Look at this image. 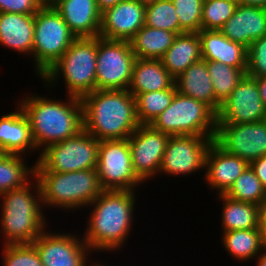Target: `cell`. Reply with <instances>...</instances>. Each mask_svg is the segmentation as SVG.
Wrapping results in <instances>:
<instances>
[{
    "mask_svg": "<svg viewBox=\"0 0 266 266\" xmlns=\"http://www.w3.org/2000/svg\"><path fill=\"white\" fill-rule=\"evenodd\" d=\"M131 190H104L90 205L83 240L93 252L120 250L132 231L136 199Z\"/></svg>",
    "mask_w": 266,
    "mask_h": 266,
    "instance_id": "1",
    "label": "cell"
},
{
    "mask_svg": "<svg viewBox=\"0 0 266 266\" xmlns=\"http://www.w3.org/2000/svg\"><path fill=\"white\" fill-rule=\"evenodd\" d=\"M83 128L98 141L128 139L141 125L127 90H95L80 98Z\"/></svg>",
    "mask_w": 266,
    "mask_h": 266,
    "instance_id": "2",
    "label": "cell"
},
{
    "mask_svg": "<svg viewBox=\"0 0 266 266\" xmlns=\"http://www.w3.org/2000/svg\"><path fill=\"white\" fill-rule=\"evenodd\" d=\"M67 101L30 95L18 101L27 116L36 149L64 141L77 135L83 128L80 98L66 95ZM69 98V99H68Z\"/></svg>",
    "mask_w": 266,
    "mask_h": 266,
    "instance_id": "3",
    "label": "cell"
},
{
    "mask_svg": "<svg viewBox=\"0 0 266 266\" xmlns=\"http://www.w3.org/2000/svg\"><path fill=\"white\" fill-rule=\"evenodd\" d=\"M0 197L3 200L0 213L2 244L33 243L47 227L37 179L33 177L23 187L12 189Z\"/></svg>",
    "mask_w": 266,
    "mask_h": 266,
    "instance_id": "4",
    "label": "cell"
},
{
    "mask_svg": "<svg viewBox=\"0 0 266 266\" xmlns=\"http://www.w3.org/2000/svg\"><path fill=\"white\" fill-rule=\"evenodd\" d=\"M34 177L40 186L43 207L53 206L68 212L87 208L104 191L96 169L34 171Z\"/></svg>",
    "mask_w": 266,
    "mask_h": 266,
    "instance_id": "5",
    "label": "cell"
},
{
    "mask_svg": "<svg viewBox=\"0 0 266 266\" xmlns=\"http://www.w3.org/2000/svg\"><path fill=\"white\" fill-rule=\"evenodd\" d=\"M97 46L98 37L77 38L42 75V81L50 88L62 76L67 94L78 98L95 91Z\"/></svg>",
    "mask_w": 266,
    "mask_h": 266,
    "instance_id": "6",
    "label": "cell"
},
{
    "mask_svg": "<svg viewBox=\"0 0 266 266\" xmlns=\"http://www.w3.org/2000/svg\"><path fill=\"white\" fill-rule=\"evenodd\" d=\"M150 125L170 136L194 135L214 138L217 113L206 103L177 91L169 107Z\"/></svg>",
    "mask_w": 266,
    "mask_h": 266,
    "instance_id": "7",
    "label": "cell"
},
{
    "mask_svg": "<svg viewBox=\"0 0 266 266\" xmlns=\"http://www.w3.org/2000/svg\"><path fill=\"white\" fill-rule=\"evenodd\" d=\"M77 39L51 4L44 5L35 14L32 56L39 78L54 65ZM35 58V59H34ZM36 67V68H35Z\"/></svg>",
    "mask_w": 266,
    "mask_h": 266,
    "instance_id": "8",
    "label": "cell"
},
{
    "mask_svg": "<svg viewBox=\"0 0 266 266\" xmlns=\"http://www.w3.org/2000/svg\"><path fill=\"white\" fill-rule=\"evenodd\" d=\"M98 141L85 129L40 150L34 171L75 172L97 168Z\"/></svg>",
    "mask_w": 266,
    "mask_h": 266,
    "instance_id": "9",
    "label": "cell"
},
{
    "mask_svg": "<svg viewBox=\"0 0 266 266\" xmlns=\"http://www.w3.org/2000/svg\"><path fill=\"white\" fill-rule=\"evenodd\" d=\"M136 60L130 41L98 37L96 90L128 89Z\"/></svg>",
    "mask_w": 266,
    "mask_h": 266,
    "instance_id": "10",
    "label": "cell"
},
{
    "mask_svg": "<svg viewBox=\"0 0 266 266\" xmlns=\"http://www.w3.org/2000/svg\"><path fill=\"white\" fill-rule=\"evenodd\" d=\"M96 170L103 190L137 191L144 183L134 172L128 139L100 141Z\"/></svg>",
    "mask_w": 266,
    "mask_h": 266,
    "instance_id": "11",
    "label": "cell"
},
{
    "mask_svg": "<svg viewBox=\"0 0 266 266\" xmlns=\"http://www.w3.org/2000/svg\"><path fill=\"white\" fill-rule=\"evenodd\" d=\"M249 164L266 155V119L252 123H217L213 140Z\"/></svg>",
    "mask_w": 266,
    "mask_h": 266,
    "instance_id": "12",
    "label": "cell"
},
{
    "mask_svg": "<svg viewBox=\"0 0 266 266\" xmlns=\"http://www.w3.org/2000/svg\"><path fill=\"white\" fill-rule=\"evenodd\" d=\"M214 138L194 135L170 136L159 173L167 175H191L205 170V157Z\"/></svg>",
    "mask_w": 266,
    "mask_h": 266,
    "instance_id": "13",
    "label": "cell"
},
{
    "mask_svg": "<svg viewBox=\"0 0 266 266\" xmlns=\"http://www.w3.org/2000/svg\"><path fill=\"white\" fill-rule=\"evenodd\" d=\"M170 135L141 124L128 138L134 172L143 181L159 175Z\"/></svg>",
    "mask_w": 266,
    "mask_h": 266,
    "instance_id": "14",
    "label": "cell"
},
{
    "mask_svg": "<svg viewBox=\"0 0 266 266\" xmlns=\"http://www.w3.org/2000/svg\"><path fill=\"white\" fill-rule=\"evenodd\" d=\"M266 119V107L260 97L255 77L247 74L222 103L217 123H252Z\"/></svg>",
    "mask_w": 266,
    "mask_h": 266,
    "instance_id": "15",
    "label": "cell"
},
{
    "mask_svg": "<svg viewBox=\"0 0 266 266\" xmlns=\"http://www.w3.org/2000/svg\"><path fill=\"white\" fill-rule=\"evenodd\" d=\"M43 266H86L90 252L85 241L69 232L56 233L46 229L33 242ZM89 253V254H88Z\"/></svg>",
    "mask_w": 266,
    "mask_h": 266,
    "instance_id": "16",
    "label": "cell"
},
{
    "mask_svg": "<svg viewBox=\"0 0 266 266\" xmlns=\"http://www.w3.org/2000/svg\"><path fill=\"white\" fill-rule=\"evenodd\" d=\"M145 25V5L137 0H122L101 14L99 36L130 41Z\"/></svg>",
    "mask_w": 266,
    "mask_h": 266,
    "instance_id": "17",
    "label": "cell"
},
{
    "mask_svg": "<svg viewBox=\"0 0 266 266\" xmlns=\"http://www.w3.org/2000/svg\"><path fill=\"white\" fill-rule=\"evenodd\" d=\"M250 164L242 158L232 155L214 141L210 144L205 157L204 180L217 194H225L237 178Z\"/></svg>",
    "mask_w": 266,
    "mask_h": 266,
    "instance_id": "18",
    "label": "cell"
},
{
    "mask_svg": "<svg viewBox=\"0 0 266 266\" xmlns=\"http://www.w3.org/2000/svg\"><path fill=\"white\" fill-rule=\"evenodd\" d=\"M220 31L231 41L248 48L254 40L266 36V8L238 4Z\"/></svg>",
    "mask_w": 266,
    "mask_h": 266,
    "instance_id": "19",
    "label": "cell"
},
{
    "mask_svg": "<svg viewBox=\"0 0 266 266\" xmlns=\"http://www.w3.org/2000/svg\"><path fill=\"white\" fill-rule=\"evenodd\" d=\"M79 37H99L101 12L96 0H55L51 4Z\"/></svg>",
    "mask_w": 266,
    "mask_h": 266,
    "instance_id": "20",
    "label": "cell"
},
{
    "mask_svg": "<svg viewBox=\"0 0 266 266\" xmlns=\"http://www.w3.org/2000/svg\"><path fill=\"white\" fill-rule=\"evenodd\" d=\"M17 110L0 117V150L3 153L27 155L35 152L30 123L17 103Z\"/></svg>",
    "mask_w": 266,
    "mask_h": 266,
    "instance_id": "21",
    "label": "cell"
},
{
    "mask_svg": "<svg viewBox=\"0 0 266 266\" xmlns=\"http://www.w3.org/2000/svg\"><path fill=\"white\" fill-rule=\"evenodd\" d=\"M202 59L216 61L231 67H247V48L231 41L220 30H200Z\"/></svg>",
    "mask_w": 266,
    "mask_h": 266,
    "instance_id": "22",
    "label": "cell"
},
{
    "mask_svg": "<svg viewBox=\"0 0 266 266\" xmlns=\"http://www.w3.org/2000/svg\"><path fill=\"white\" fill-rule=\"evenodd\" d=\"M35 15L0 13V44L26 56L32 55Z\"/></svg>",
    "mask_w": 266,
    "mask_h": 266,
    "instance_id": "23",
    "label": "cell"
},
{
    "mask_svg": "<svg viewBox=\"0 0 266 266\" xmlns=\"http://www.w3.org/2000/svg\"><path fill=\"white\" fill-rule=\"evenodd\" d=\"M177 91L209 105L216 113L221 103L215 98L212 80L204 59L194 62L175 78Z\"/></svg>",
    "mask_w": 266,
    "mask_h": 266,
    "instance_id": "24",
    "label": "cell"
},
{
    "mask_svg": "<svg viewBox=\"0 0 266 266\" xmlns=\"http://www.w3.org/2000/svg\"><path fill=\"white\" fill-rule=\"evenodd\" d=\"M175 78L164 67L161 59L136 58L128 91L138 94L170 89Z\"/></svg>",
    "mask_w": 266,
    "mask_h": 266,
    "instance_id": "25",
    "label": "cell"
},
{
    "mask_svg": "<svg viewBox=\"0 0 266 266\" xmlns=\"http://www.w3.org/2000/svg\"><path fill=\"white\" fill-rule=\"evenodd\" d=\"M200 59L202 54L198 32H184L176 36L161 61L167 71L176 78Z\"/></svg>",
    "mask_w": 266,
    "mask_h": 266,
    "instance_id": "26",
    "label": "cell"
},
{
    "mask_svg": "<svg viewBox=\"0 0 266 266\" xmlns=\"http://www.w3.org/2000/svg\"><path fill=\"white\" fill-rule=\"evenodd\" d=\"M222 200V232L233 230L260 229V206L254 203L236 201L224 194L217 195Z\"/></svg>",
    "mask_w": 266,
    "mask_h": 266,
    "instance_id": "27",
    "label": "cell"
},
{
    "mask_svg": "<svg viewBox=\"0 0 266 266\" xmlns=\"http://www.w3.org/2000/svg\"><path fill=\"white\" fill-rule=\"evenodd\" d=\"M178 34L144 25L130 40L136 58L161 59Z\"/></svg>",
    "mask_w": 266,
    "mask_h": 266,
    "instance_id": "28",
    "label": "cell"
},
{
    "mask_svg": "<svg viewBox=\"0 0 266 266\" xmlns=\"http://www.w3.org/2000/svg\"><path fill=\"white\" fill-rule=\"evenodd\" d=\"M222 233L221 241L224 249L239 262H249L264 250L260 229L233 230Z\"/></svg>",
    "mask_w": 266,
    "mask_h": 266,
    "instance_id": "29",
    "label": "cell"
},
{
    "mask_svg": "<svg viewBox=\"0 0 266 266\" xmlns=\"http://www.w3.org/2000/svg\"><path fill=\"white\" fill-rule=\"evenodd\" d=\"M23 156L25 157V155L9 153H3L0 156V195L23 187L34 177V164L27 167Z\"/></svg>",
    "mask_w": 266,
    "mask_h": 266,
    "instance_id": "30",
    "label": "cell"
},
{
    "mask_svg": "<svg viewBox=\"0 0 266 266\" xmlns=\"http://www.w3.org/2000/svg\"><path fill=\"white\" fill-rule=\"evenodd\" d=\"M177 92L174 84L170 89L141 93L135 96L136 113L140 124H151L171 104Z\"/></svg>",
    "mask_w": 266,
    "mask_h": 266,
    "instance_id": "31",
    "label": "cell"
},
{
    "mask_svg": "<svg viewBox=\"0 0 266 266\" xmlns=\"http://www.w3.org/2000/svg\"><path fill=\"white\" fill-rule=\"evenodd\" d=\"M215 98L222 104L246 74V68H236L216 61H206Z\"/></svg>",
    "mask_w": 266,
    "mask_h": 266,
    "instance_id": "32",
    "label": "cell"
},
{
    "mask_svg": "<svg viewBox=\"0 0 266 266\" xmlns=\"http://www.w3.org/2000/svg\"><path fill=\"white\" fill-rule=\"evenodd\" d=\"M236 201L261 206L266 201V189L249 165L224 194Z\"/></svg>",
    "mask_w": 266,
    "mask_h": 266,
    "instance_id": "33",
    "label": "cell"
},
{
    "mask_svg": "<svg viewBox=\"0 0 266 266\" xmlns=\"http://www.w3.org/2000/svg\"><path fill=\"white\" fill-rule=\"evenodd\" d=\"M145 25L179 34V21L171 0H158L145 6Z\"/></svg>",
    "mask_w": 266,
    "mask_h": 266,
    "instance_id": "34",
    "label": "cell"
},
{
    "mask_svg": "<svg viewBox=\"0 0 266 266\" xmlns=\"http://www.w3.org/2000/svg\"><path fill=\"white\" fill-rule=\"evenodd\" d=\"M238 3L228 0H204L201 30H220L233 16Z\"/></svg>",
    "mask_w": 266,
    "mask_h": 266,
    "instance_id": "35",
    "label": "cell"
},
{
    "mask_svg": "<svg viewBox=\"0 0 266 266\" xmlns=\"http://www.w3.org/2000/svg\"><path fill=\"white\" fill-rule=\"evenodd\" d=\"M179 21V34L201 30L204 0H171Z\"/></svg>",
    "mask_w": 266,
    "mask_h": 266,
    "instance_id": "36",
    "label": "cell"
},
{
    "mask_svg": "<svg viewBox=\"0 0 266 266\" xmlns=\"http://www.w3.org/2000/svg\"><path fill=\"white\" fill-rule=\"evenodd\" d=\"M3 246V266H43L33 243Z\"/></svg>",
    "mask_w": 266,
    "mask_h": 266,
    "instance_id": "37",
    "label": "cell"
},
{
    "mask_svg": "<svg viewBox=\"0 0 266 266\" xmlns=\"http://www.w3.org/2000/svg\"><path fill=\"white\" fill-rule=\"evenodd\" d=\"M246 74L251 77L266 76V36L248 46Z\"/></svg>",
    "mask_w": 266,
    "mask_h": 266,
    "instance_id": "38",
    "label": "cell"
},
{
    "mask_svg": "<svg viewBox=\"0 0 266 266\" xmlns=\"http://www.w3.org/2000/svg\"><path fill=\"white\" fill-rule=\"evenodd\" d=\"M44 5L42 0H0V13L35 15Z\"/></svg>",
    "mask_w": 266,
    "mask_h": 266,
    "instance_id": "39",
    "label": "cell"
},
{
    "mask_svg": "<svg viewBox=\"0 0 266 266\" xmlns=\"http://www.w3.org/2000/svg\"><path fill=\"white\" fill-rule=\"evenodd\" d=\"M250 166L254 170L256 176L259 178L263 187L266 189V155L252 161Z\"/></svg>",
    "mask_w": 266,
    "mask_h": 266,
    "instance_id": "40",
    "label": "cell"
},
{
    "mask_svg": "<svg viewBox=\"0 0 266 266\" xmlns=\"http://www.w3.org/2000/svg\"><path fill=\"white\" fill-rule=\"evenodd\" d=\"M259 228L264 250H266V201L260 206Z\"/></svg>",
    "mask_w": 266,
    "mask_h": 266,
    "instance_id": "41",
    "label": "cell"
},
{
    "mask_svg": "<svg viewBox=\"0 0 266 266\" xmlns=\"http://www.w3.org/2000/svg\"><path fill=\"white\" fill-rule=\"evenodd\" d=\"M122 0H96L97 7L101 14L105 12L107 9L112 8L117 3L121 2Z\"/></svg>",
    "mask_w": 266,
    "mask_h": 266,
    "instance_id": "42",
    "label": "cell"
},
{
    "mask_svg": "<svg viewBox=\"0 0 266 266\" xmlns=\"http://www.w3.org/2000/svg\"><path fill=\"white\" fill-rule=\"evenodd\" d=\"M257 85L260 90V97L263 101L264 106L266 107V76L264 77H255Z\"/></svg>",
    "mask_w": 266,
    "mask_h": 266,
    "instance_id": "43",
    "label": "cell"
},
{
    "mask_svg": "<svg viewBox=\"0 0 266 266\" xmlns=\"http://www.w3.org/2000/svg\"><path fill=\"white\" fill-rule=\"evenodd\" d=\"M237 3L266 8V0H237Z\"/></svg>",
    "mask_w": 266,
    "mask_h": 266,
    "instance_id": "44",
    "label": "cell"
},
{
    "mask_svg": "<svg viewBox=\"0 0 266 266\" xmlns=\"http://www.w3.org/2000/svg\"><path fill=\"white\" fill-rule=\"evenodd\" d=\"M258 256H257L258 260H256L257 261L256 266H266V250H263Z\"/></svg>",
    "mask_w": 266,
    "mask_h": 266,
    "instance_id": "45",
    "label": "cell"
},
{
    "mask_svg": "<svg viewBox=\"0 0 266 266\" xmlns=\"http://www.w3.org/2000/svg\"><path fill=\"white\" fill-rule=\"evenodd\" d=\"M137 1H139L141 4H143V5H148V4H152V3H155L156 1H158V0H137Z\"/></svg>",
    "mask_w": 266,
    "mask_h": 266,
    "instance_id": "46",
    "label": "cell"
},
{
    "mask_svg": "<svg viewBox=\"0 0 266 266\" xmlns=\"http://www.w3.org/2000/svg\"><path fill=\"white\" fill-rule=\"evenodd\" d=\"M98 262H93V264L91 265V266H109V265H107V264H103V263H101L100 264V262L97 264ZM87 266V265H86ZM111 266V265H110Z\"/></svg>",
    "mask_w": 266,
    "mask_h": 266,
    "instance_id": "47",
    "label": "cell"
},
{
    "mask_svg": "<svg viewBox=\"0 0 266 266\" xmlns=\"http://www.w3.org/2000/svg\"><path fill=\"white\" fill-rule=\"evenodd\" d=\"M45 5L52 4L55 0H42Z\"/></svg>",
    "mask_w": 266,
    "mask_h": 266,
    "instance_id": "48",
    "label": "cell"
}]
</instances>
